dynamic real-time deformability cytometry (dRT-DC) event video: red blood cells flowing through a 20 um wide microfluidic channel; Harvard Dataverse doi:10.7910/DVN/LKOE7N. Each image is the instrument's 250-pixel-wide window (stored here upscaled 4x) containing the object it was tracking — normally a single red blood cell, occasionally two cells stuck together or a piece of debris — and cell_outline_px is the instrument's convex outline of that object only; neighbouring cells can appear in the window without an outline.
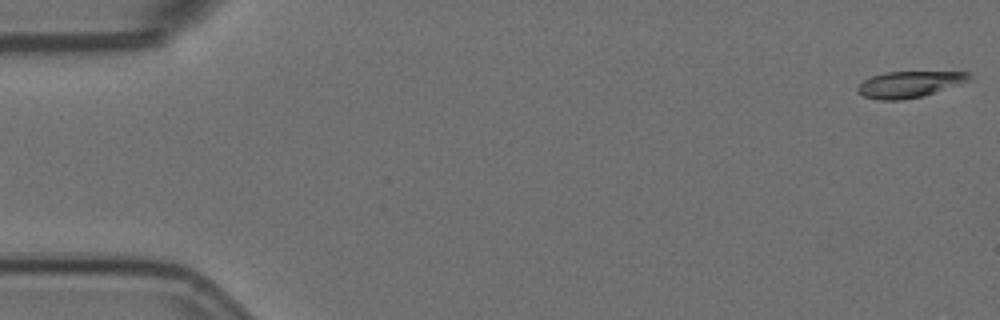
{"species": "Egyptian fruit bat (a non-hibernating species)", "species_latin": "Rousettus aegyptiacus", "temperature_condition": "room temperature", "stored_images_in_passage": 8, "camera_frame_rate_fps": 3000, "um_per_image_px": 0.085, "animal": {"sex": "female"}, "frame": {"image": 1, "passage_image": 1, "time_ms": 0.0, "image_size_px": [1000, 320], "cell_outline_px": [[972, 80], [924, 96], [900, 100], [880, 100], [864, 96], [856, 92], [856, 88], [864, 80], [872, 76], [888, 72], [968, 72], [972, 76]], "centroid_in_image_um": [77.31, 7.17], "position_along_channel_um": 7.7, "area_um2": 17.05}}